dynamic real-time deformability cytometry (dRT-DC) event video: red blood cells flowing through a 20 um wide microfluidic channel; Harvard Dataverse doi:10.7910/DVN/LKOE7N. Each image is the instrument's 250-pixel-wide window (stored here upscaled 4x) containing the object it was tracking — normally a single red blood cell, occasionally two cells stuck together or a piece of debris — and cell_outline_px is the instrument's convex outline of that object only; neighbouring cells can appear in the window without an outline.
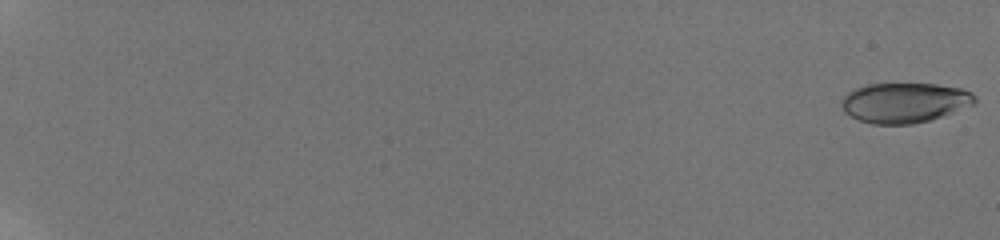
{"species": "human", "species_latin": "Homo sapiens", "temperature_condition": "room temperature", "stored_images_in_passage": 22, "camera_frame_rate_fps": 3000, "um_per_image_px": 0.085, "donor": {"sex": "male"}, "frame": {"image": 1, "passage_image": 1, "time_ms": 0.0, "image_size_px": [1000, 240], "cell_outline_px": [[976, 104], [928, 120], [912, 124], [872, 124], [860, 120], [844, 112], [840, 104], [840, 100], [848, 92], [856, 88], [868, 84], [936, 84], [964, 88], [972, 92], [976, 96]], "centroid_in_image_um": [76.9, 8.72], "position_along_channel_um": 8.1, "area_um2": 31.1}}
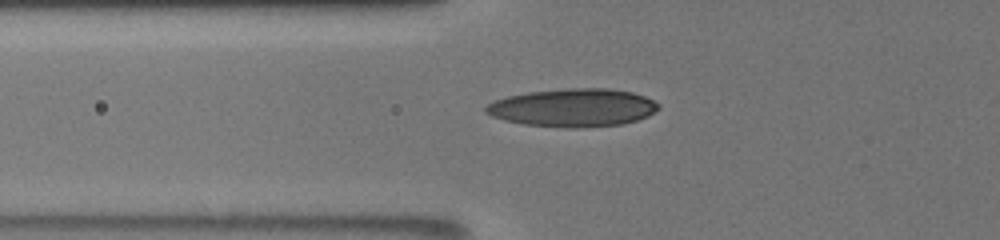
{"frame": {"image": 2, "passage_image": 15, "time_ms": 8.333, "image_size_px": [1000, 240], "cell_outline_px": [[660, 108], [648, 116], [636, 120], [620, 124], [580, 128], [568, 128], [524, 124], [504, 120], [492, 116], [484, 112], [484, 108], [492, 100], [508, 96], [528, 92], [568, 88], [608, 88], [632, 92], [644, 96], [660, 104]], "centroid_in_image_um": [48.69, 9.15], "position_along_channel_um": 77.1, "area_um2": 38.38}}
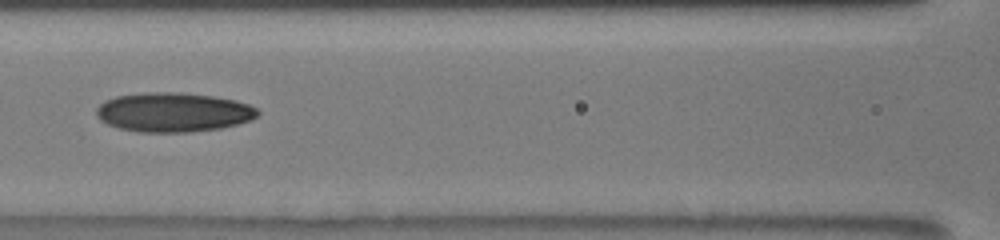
{"frame": {"image": 3, "passage_image": 20, "time_ms": 10.333, "image_size_px": [1000, 240], "cell_outline_px": [[260, 116], [252, 120], [220, 128], [188, 132], [136, 132], [120, 128], [108, 124], [100, 120], [96, 116], [96, 108], [104, 100], [116, 96], [144, 92], [180, 92], [212, 96], [236, 100], [248, 104], [256, 108], [260, 112]], "centroid_in_image_um": [14.73, 9.53], "position_along_channel_um": 151.9, "area_um2": 37.22}}